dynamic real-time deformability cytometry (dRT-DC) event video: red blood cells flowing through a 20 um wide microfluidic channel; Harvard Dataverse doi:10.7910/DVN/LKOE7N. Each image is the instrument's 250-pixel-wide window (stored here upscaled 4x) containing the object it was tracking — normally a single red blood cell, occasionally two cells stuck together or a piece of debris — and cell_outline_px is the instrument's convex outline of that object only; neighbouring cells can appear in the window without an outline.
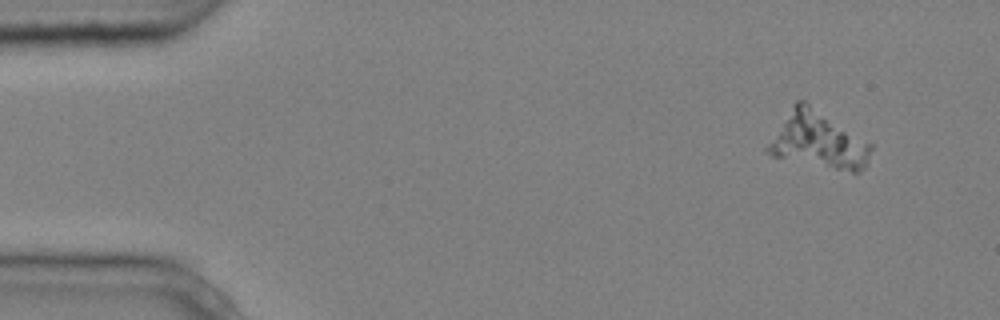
{"species": "common noctule bat (a hibernating species)", "species_latin": "Nyctalus noctula", "temperature_condition": "cold", "stored_images_in_passage": 5, "camera_frame_rate_fps": 3000, "um_per_image_px": 0.085, "animal": {"sex": "male", "body_mass_g": 20.4}, "frame": {"image": 1, "passage_image": 2, "time_ms": 0.333, "image_size_px": [1000, 320], "cell_outline_px": [[872, 148], [868, 164], [860, 172], [852, 172], [772, 156], [764, 152], [764, 148], [792, 104], [796, 100], [804, 100], [872, 144]], "centroid_in_image_um": [69.53, 11.93], "position_along_channel_um": 15.5, "area_um2": 33.7}}